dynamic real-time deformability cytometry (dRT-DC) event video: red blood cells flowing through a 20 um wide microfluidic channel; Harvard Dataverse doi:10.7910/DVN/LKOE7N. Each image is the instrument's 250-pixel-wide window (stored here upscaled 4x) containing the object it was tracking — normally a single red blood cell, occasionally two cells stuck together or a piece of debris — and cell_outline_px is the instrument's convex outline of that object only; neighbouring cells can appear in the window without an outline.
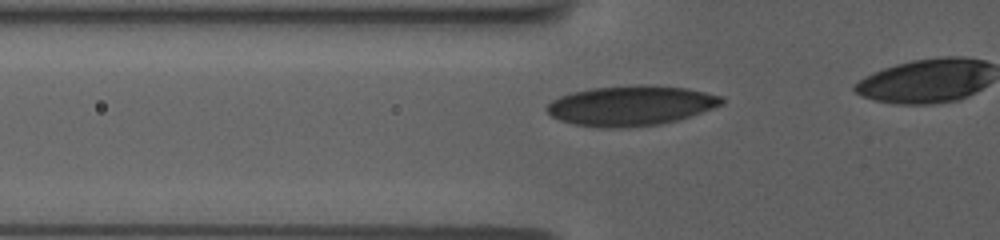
{"species": "human", "species_latin": "Homo sapiens", "temperature_condition": "room temperature", "stored_images_in_passage": 38, "camera_frame_rate_fps": 3000, "um_per_image_px": 0.085, "donor": {"sex": "female"}, "frame": {"image": 1, "passage_image": 12, "time_ms": 3.667, "image_size_px": [1000, 240], "cell_outline_px": [[724, 104], [676, 120], [660, 124], [628, 128], [604, 128], [572, 124], [560, 120], [552, 116], [544, 108], [552, 100], [560, 96], [572, 92], [592, 88], [640, 84], [644, 84], [684, 88], [704, 92], [720, 96], [724, 100]], "centroid_in_image_um": [53.58, 8.98], "position_along_channel_um": 72.2, "area_um2": 40.63}}
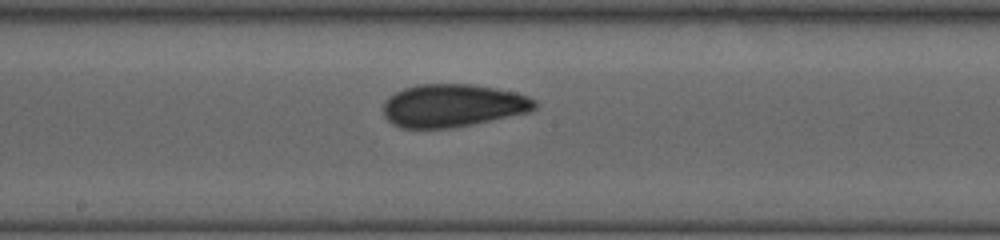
{"frame": {"image": 2, "passage_image": 23, "time_ms": 7.333, "image_size_px": [1000, 240], "cell_outline_px": [[536, 108], [528, 112], [472, 124], [452, 128], [400, 128], [392, 124], [384, 116], [384, 100], [388, 96], [404, 88], [416, 84], [472, 84], [496, 88], [516, 92], [528, 96], [536, 100]], "centroid_in_image_um": [38.47, 8.97], "position_along_channel_um": 209.7, "area_um2": 37.97}}
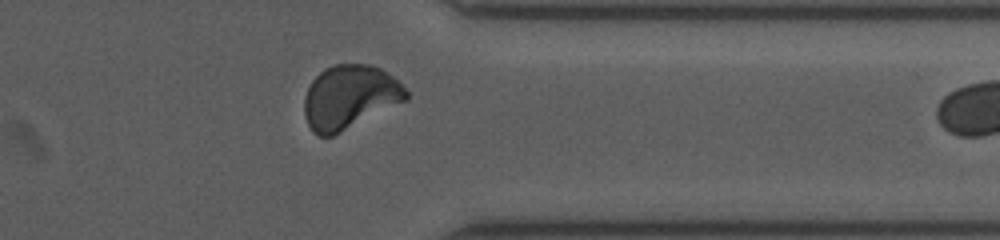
{"frame": {"image": 3, "passage_image": 37, "time_ms": 12.0, "image_size_px": [1000, 240], "cell_outline_px": [[408, 100], [332, 136], [320, 136], [312, 132], [304, 116], [304, 96], [312, 80], [324, 68], [336, 64], [372, 64], [380, 68], [392, 76], [408, 92]], "centroid_in_image_um": [29.71, 8.25], "position_along_channel_um": 381.7, "area_um2": 37.86}}